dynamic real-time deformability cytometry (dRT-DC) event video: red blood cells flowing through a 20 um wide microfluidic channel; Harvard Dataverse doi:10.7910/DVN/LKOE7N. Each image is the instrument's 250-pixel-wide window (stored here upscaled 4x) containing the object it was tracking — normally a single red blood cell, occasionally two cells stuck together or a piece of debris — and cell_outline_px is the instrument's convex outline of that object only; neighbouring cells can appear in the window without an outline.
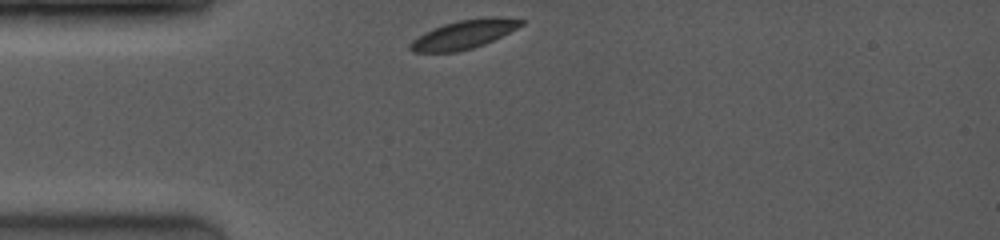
{"species": "common noctule bat (a hibernating species)", "species_latin": "Nyctalus noctula", "temperature_condition": "room temperature", "stored_images_in_passage": 41, "camera_frame_rate_fps": 4000, "um_per_image_px": 0.085, "animal": {"sex": "female", "body_mass_g": 19.0, "forearm_length_mm": 53.3}, "frame": {"image": 1, "passage_image": 1, "time_ms": 0.0, "image_size_px": [1000, 240], "cell_outline_px": [[524, 24], [484, 44], [472, 48], [456, 52], [412, 52], [408, 48], [408, 44], [412, 40], [424, 32], [444, 24], [460, 20], [524, 20]], "centroid_in_image_um": [39.24, 3.0], "position_along_channel_um": 45.8, "area_um2": 17.4}}
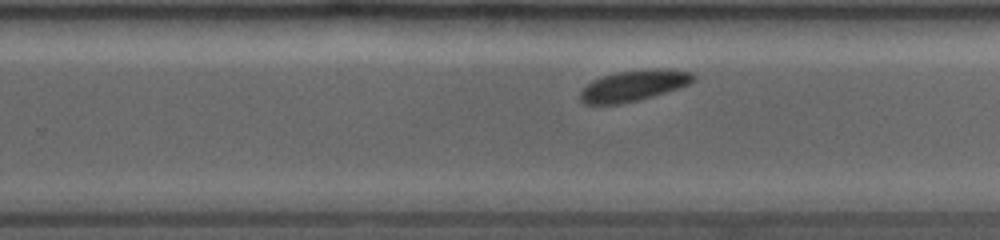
{"frame": {"image": 2, "passage_image": 26, "time_ms": 6.25, "image_size_px": [1000, 240], "cell_outline_px": [[696, 76], [688, 84], [652, 96], [620, 104], [584, 104], [580, 100], [580, 92], [588, 84], [604, 76], [620, 72], [688, 72]], "centroid_in_image_um": [53.73, 7.36], "position_along_channel_um": 276.1, "area_um2": 18.61}}
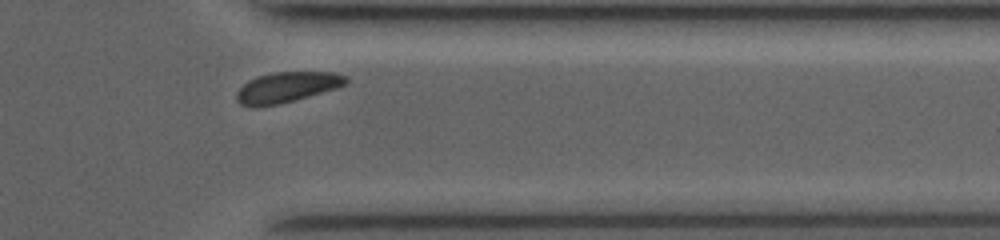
{"frame": {"image": 3, "passage_image": 37, "time_ms": 9.0, "image_size_px": [1000, 240], "cell_outline_px": [[348, 84], [336, 88], [280, 104], [256, 108], [252, 108], [240, 104], [236, 100], [236, 92], [248, 80], [260, 76], [276, 72], [332, 72], [348, 76]], "centroid_in_image_um": [24.37, 7.43], "position_along_channel_um": 387.0, "area_um2": 19.48}, "authors_computed_cell_mechanics": {"area_um2": 19.5942, "velocity_mm_per_s": 3.9814, "shape_relaxation_time_tau1_ms": 0.6866, "shape_relaxation_time_tau2_ms": null, "deformation_change_tau1": 0.0767, "deformation_change_tau2": null}}